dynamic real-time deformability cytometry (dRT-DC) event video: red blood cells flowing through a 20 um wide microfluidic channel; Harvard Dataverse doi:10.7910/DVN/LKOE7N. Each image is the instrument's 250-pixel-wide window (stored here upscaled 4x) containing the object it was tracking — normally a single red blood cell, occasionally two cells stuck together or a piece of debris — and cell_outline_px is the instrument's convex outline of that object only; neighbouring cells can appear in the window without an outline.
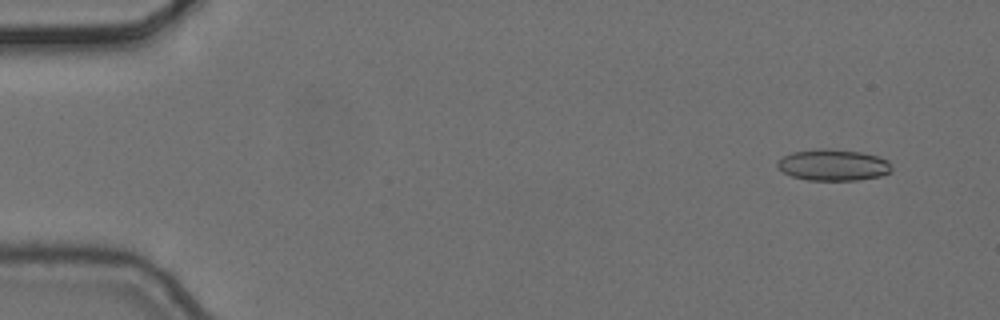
{"species": "common noctule bat (a hibernating species)", "species_latin": "Nyctalus noctula", "temperature_condition": "cold", "stored_images_in_passage": 4, "camera_frame_rate_fps": 3000, "um_per_image_px": 0.085, "animal": {"sex": "female", "body_mass_g": 24.6, "forearm_length_mm": 56.2}, "frame": {"image": 1, "passage_image": 1, "time_ms": 0.0, "image_size_px": [1000, 320], "cell_outline_px": [[892, 172], [880, 176], [856, 180], [808, 180], [792, 176], [784, 172], [776, 164], [784, 156], [792, 152], [820, 148], [828, 148], [860, 152], [876, 156], [888, 160], [892, 164]], "centroid_in_image_um": [70.86, 14.02], "position_along_channel_um": 14.1, "area_um2": 20.81}}
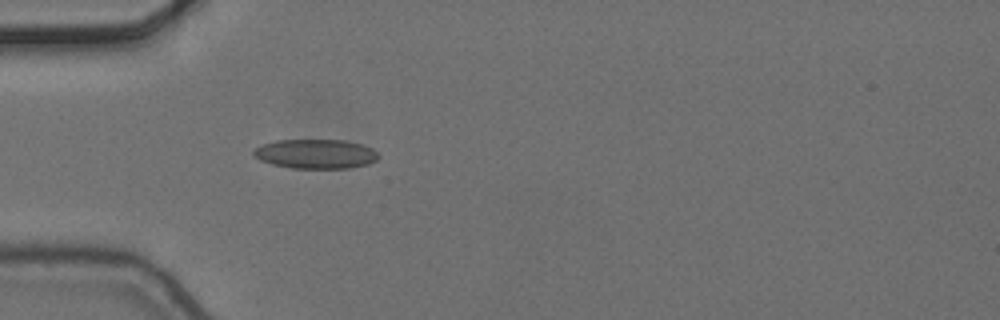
{"frame": {"image": 2, "passage_image": 4, "time_ms": 1.0, "image_size_px": [1000, 320], "cell_outline_px": [[380, 156], [376, 160], [368, 164], [348, 168], [292, 168], [272, 164], [260, 160], [252, 152], [260, 144], [276, 140], [348, 140], [372, 148]], "centroid_in_image_um": [26.83, 13.07], "position_along_channel_um": 58.2, "area_um2": 21.39}}